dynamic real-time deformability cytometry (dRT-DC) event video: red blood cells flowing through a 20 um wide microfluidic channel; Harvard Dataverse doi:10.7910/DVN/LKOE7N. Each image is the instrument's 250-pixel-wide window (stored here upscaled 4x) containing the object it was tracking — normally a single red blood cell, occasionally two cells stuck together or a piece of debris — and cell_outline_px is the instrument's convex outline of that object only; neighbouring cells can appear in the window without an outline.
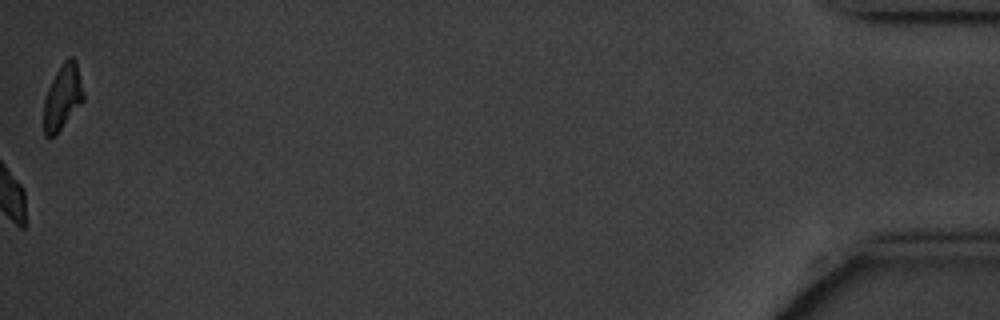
{"species": "common noctule bat (a hibernating species)", "species_latin": "Nyctalus noctula", "temperature_condition": "cold", "stored_images_in_passage": 58, "camera_frame_rate_fps": 3000, "um_per_image_px": 0.085, "animal": {"sex": "male", "body_mass_g": 20.1, "forearm_length_mm": 53.5}, "frame": {"image": 1, "passage_image": 58, "time_ms": 19.0, "image_size_px": [1000, 320], "cell_outline_px": [[84, 100], [60, 128], [52, 136], [44, 136], [44, 100], [48, 88], [60, 64], [68, 56], [72, 56], [76, 60], [84, 92]], "centroid_in_image_um": [5.33, 8.17], "position_along_channel_um": 429.9, "area_um2": 14.8}}